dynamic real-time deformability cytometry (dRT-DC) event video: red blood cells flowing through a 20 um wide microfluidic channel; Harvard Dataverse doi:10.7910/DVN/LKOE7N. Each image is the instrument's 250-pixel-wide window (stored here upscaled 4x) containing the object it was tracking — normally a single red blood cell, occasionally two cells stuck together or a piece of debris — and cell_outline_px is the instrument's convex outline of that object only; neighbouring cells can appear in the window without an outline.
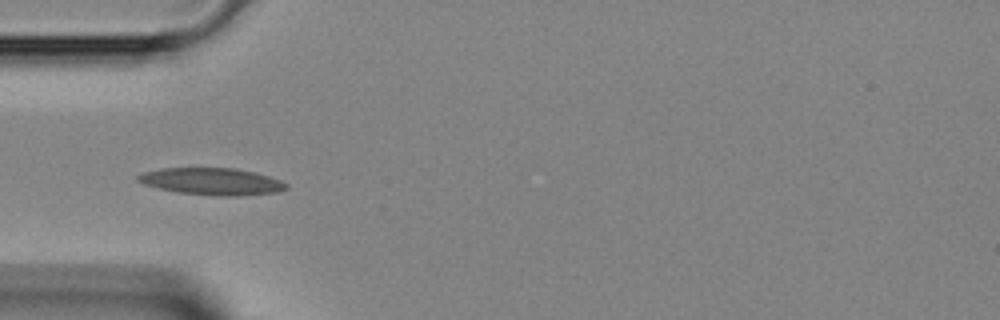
{"species": "Egyptian fruit bat (a non-hibernating species)", "species_latin": "Rousettus aegyptiacus", "temperature_condition": "room temperature", "stored_images_in_passage": 5, "camera_frame_rate_fps": 3000, "um_per_image_px": 0.085, "animal": {"sex": "female"}, "frame": {"image": 1, "passage_image": 1, "time_ms": 0.0, "image_size_px": [1000, 320], "cell_outline_px": [[288, 188], [276, 192], [236, 196], [216, 196], [176, 192], [144, 184], [136, 180], [136, 176], [144, 172], [160, 168], [236, 168], [256, 172], [280, 180], [288, 184]], "centroid_in_image_um": [18.01, 15.42], "position_along_channel_um": 67.0, "area_um2": 23.35}}
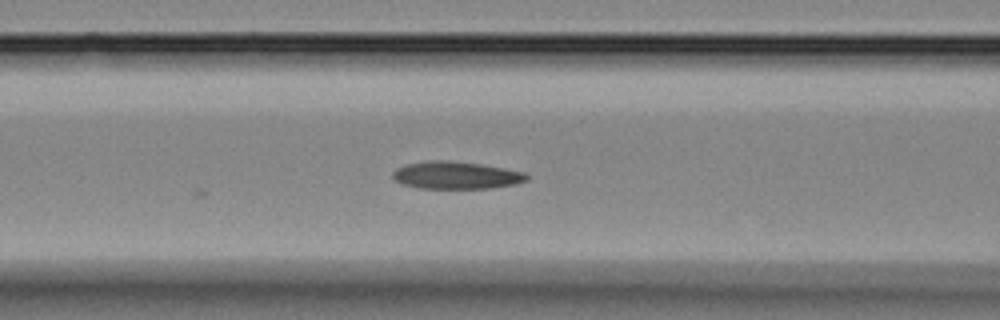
{"frame": {"image": 2, "passage_image": 5, "time_ms": 1.333, "image_size_px": [1000, 320], "cell_outline_px": [[528, 180], [516, 184], [488, 188], [420, 188], [404, 184], [396, 180], [392, 176], [392, 172], [396, 168], [404, 164], [424, 160], [448, 160], [480, 164], [504, 168], [524, 172], [528, 176]], "centroid_in_image_um": [38.74, 14.88], "position_along_channel_um": 127.9, "area_um2": 21.44}}